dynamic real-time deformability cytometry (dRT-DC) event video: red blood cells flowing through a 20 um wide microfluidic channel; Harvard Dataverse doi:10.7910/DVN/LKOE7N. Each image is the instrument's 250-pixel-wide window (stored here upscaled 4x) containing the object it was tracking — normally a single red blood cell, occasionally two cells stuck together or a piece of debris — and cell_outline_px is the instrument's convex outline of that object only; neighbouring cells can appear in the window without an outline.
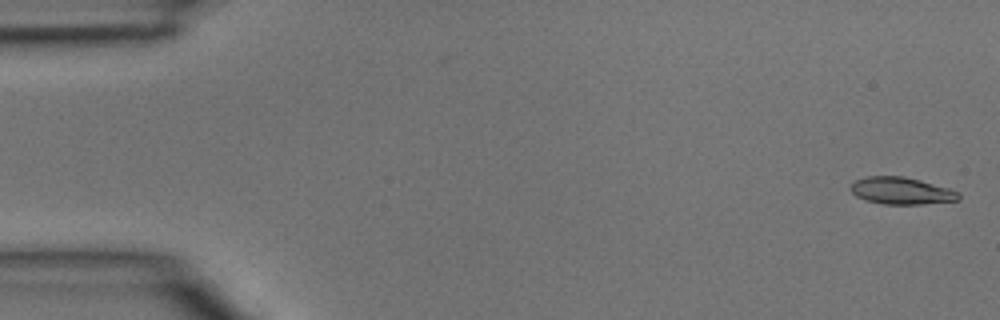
{"species": "common noctule bat (a hibernating species)", "species_latin": "Nyctalus noctula", "temperature_condition": "room temperature", "stored_images_in_passage": 45, "camera_frame_rate_fps": 3000, "um_per_image_px": 0.085, "animal": {"sex": "male", "body_mass_g": 15.6}, "frame": {"image": 1, "passage_image": 1, "time_ms": 0.0, "image_size_px": [1000, 320], "cell_outline_px": [[960, 200], [920, 204], [884, 204], [868, 200], [856, 196], [848, 188], [856, 180], [868, 176], [904, 176], [920, 180], [948, 188], [960, 192]], "centroid_in_image_um": [76.62, 16.21], "position_along_channel_um": 8.4, "area_um2": 16.94}}
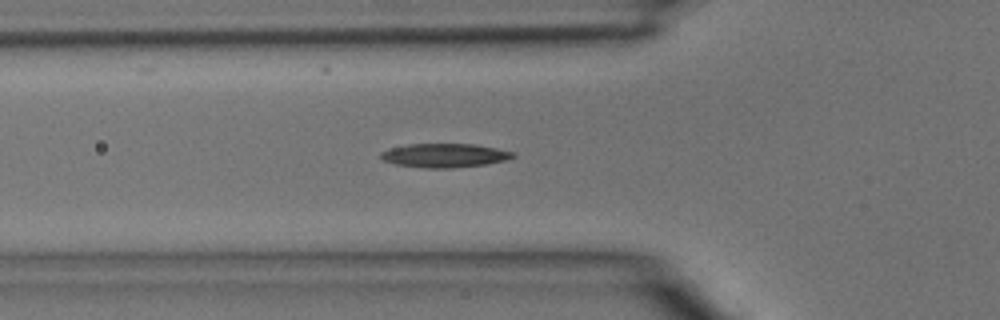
{"frame": {"image": 2, "passage_image": 15, "time_ms": 4.667, "image_size_px": [1000, 320], "cell_outline_px": [[516, 156], [508, 160], [484, 164], [452, 168], [424, 168], [396, 164], [380, 160], [380, 152], [392, 148], [408, 144], [476, 144], [516, 152]], "centroid_in_image_um": [37.81, 13.21], "position_along_channel_um": 88.0, "area_um2": 18.5}}
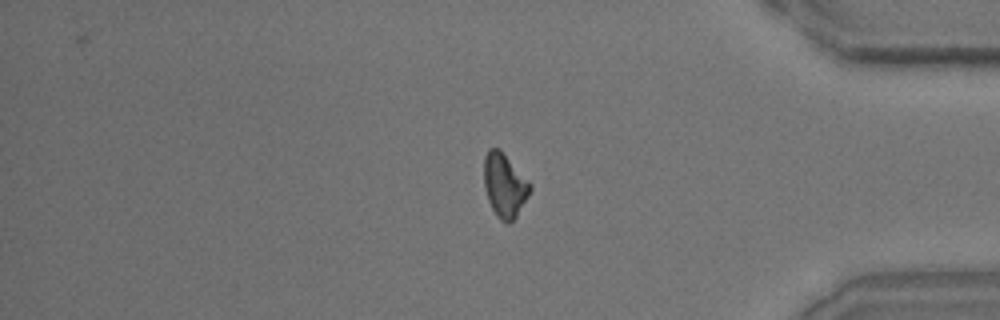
{"frame": {"image": 3, "passage_image": 37, "time_ms": 12.0, "image_size_px": [1000, 320], "cell_outline_px": [[532, 188], [528, 196], [516, 216], [508, 224], [504, 224], [496, 216], [488, 200], [484, 188], [484, 156], [488, 148], [500, 148], [532, 184]], "centroid_in_image_um": [42.88, 15.74], "position_along_channel_um": 392.3, "area_um2": 17.34}}